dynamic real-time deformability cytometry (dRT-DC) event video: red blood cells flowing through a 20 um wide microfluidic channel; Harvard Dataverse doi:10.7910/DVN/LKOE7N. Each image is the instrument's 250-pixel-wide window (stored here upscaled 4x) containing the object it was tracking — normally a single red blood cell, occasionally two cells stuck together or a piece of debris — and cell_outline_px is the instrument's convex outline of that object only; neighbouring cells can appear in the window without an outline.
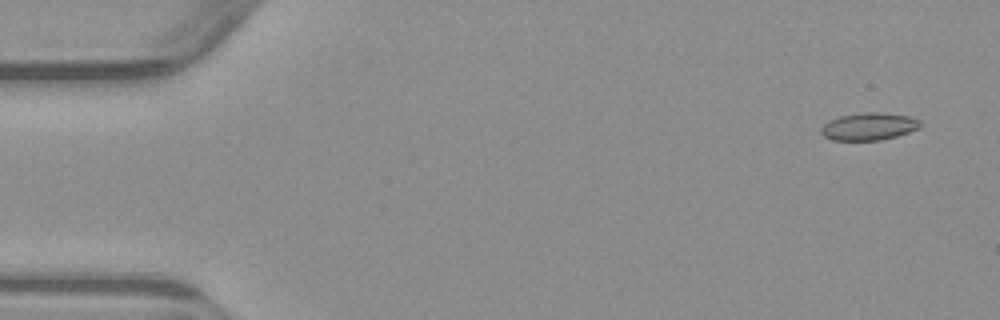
{"species": "common noctule bat (a hibernating species)", "species_latin": "Nyctalus noctula", "temperature_condition": "warm", "stored_images_in_passage": 4, "camera_frame_rate_fps": 3000, "um_per_image_px": 0.085, "animal": {"sex": "male", "body_mass_g": 23.1, "forearm_length_mm": 52.7}, "frame": {"image": 1, "passage_image": 1, "time_ms": 0.0, "image_size_px": [1000, 320], "cell_outline_px": [[924, 124], [920, 128], [896, 136], [880, 140], [832, 140], [824, 136], [820, 132], [820, 128], [828, 120], [840, 116], [864, 112], [884, 112], [908, 116], [920, 120]], "centroid_in_image_um": [73.87, 10.74], "position_along_channel_um": 11.1, "area_um2": 16.01}}
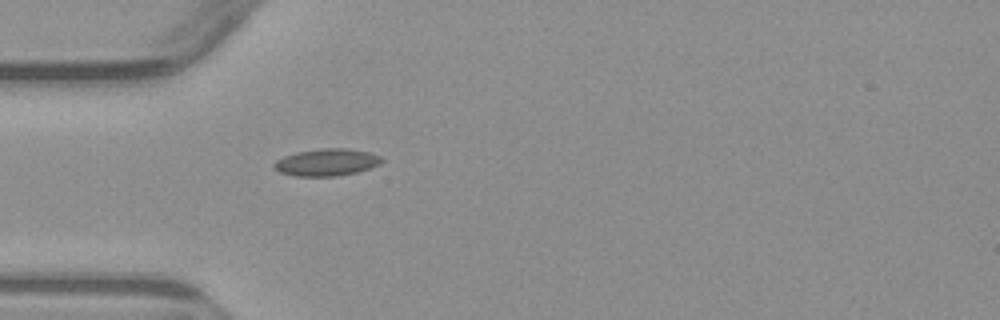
{"frame": {"image": 2, "passage_image": 4, "time_ms": 4.333, "image_size_px": [1000, 320], "cell_outline_px": [[384, 160], [380, 164], [372, 168], [356, 172], [336, 176], [296, 176], [280, 172], [272, 168], [272, 164], [276, 160], [284, 156], [296, 152], [320, 148], [348, 148], [368, 152], [380, 156]], "centroid_in_image_um": [27.76, 13.79], "position_along_channel_um": 57.2, "area_um2": 17.17}}